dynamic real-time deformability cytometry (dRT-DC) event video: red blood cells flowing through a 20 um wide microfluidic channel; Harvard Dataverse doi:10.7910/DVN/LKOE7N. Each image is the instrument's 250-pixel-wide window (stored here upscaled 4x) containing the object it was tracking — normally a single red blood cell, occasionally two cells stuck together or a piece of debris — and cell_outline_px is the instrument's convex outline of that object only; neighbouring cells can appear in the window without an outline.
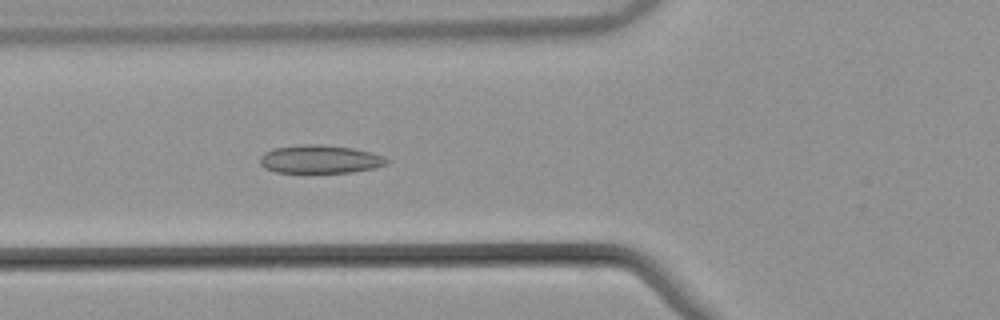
{"species": "common noctule bat (a hibernating species)", "species_latin": "Nyctalus noctula", "temperature_condition": "warm", "stored_images_in_passage": 43, "camera_frame_rate_fps": 3000, "um_per_image_px": 0.085, "animal": {"sex": "male", "body_mass_g": 21.5, "forearm_length_mm": 52.0}, "frame": {"image": 1, "passage_image": 15, "time_ms": 4.667, "image_size_px": [1000, 320], "cell_outline_px": [[392, 160], [388, 164], [376, 168], [352, 172], [276, 172], [264, 168], [260, 164], [260, 156], [264, 152], [276, 148], [296, 144], [320, 144], [352, 148], [372, 152], [384, 156]], "centroid_in_image_um": [27.24, 13.53], "position_along_channel_um": 98.6, "area_um2": 21.1}}
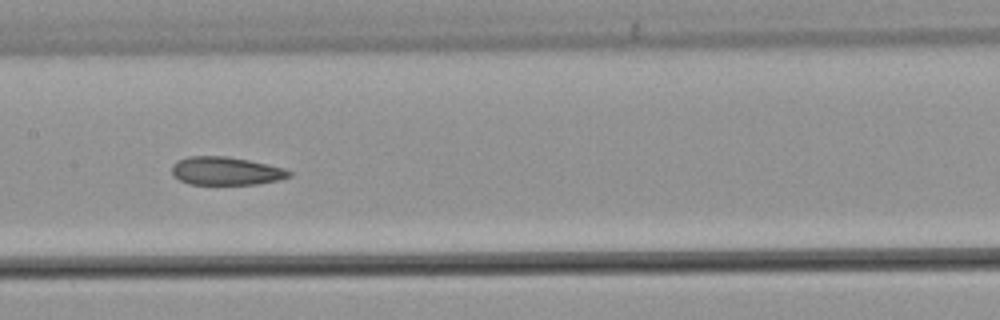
{"frame": {"image": 2, "passage_image": 22, "time_ms": 7.0, "image_size_px": [1000, 320], "cell_outline_px": [[292, 176], [280, 180], [256, 184], [188, 184], [180, 180], [172, 172], [172, 164], [176, 160], [188, 156], [224, 156], [248, 160], [284, 168], [292, 172]], "centroid_in_image_um": [19.21, 14.53], "position_along_channel_um": 188.2, "area_um2": 19.25}}
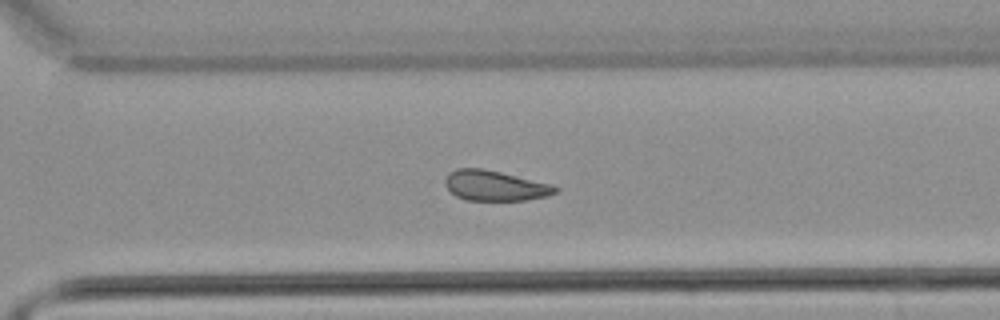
{"frame": {"image": 3, "passage_image": 33, "time_ms": 10.667, "image_size_px": [1000, 320], "cell_outline_px": [[560, 188], [556, 192], [548, 196], [524, 200], [464, 200], [456, 196], [444, 184], [444, 180], [448, 172], [456, 168], [484, 168], [552, 184]], "centroid_in_image_um": [42.06, 15.77], "position_along_channel_um": 328.5, "area_um2": 19.54}, "authors_computed_cell_mechanics": {"area_um2": 20.4612, "velocity_mm_per_s": 3.8312, "shape_relaxation_time_tau1_ms": null, "shape_relaxation_time_tau2_ms": 2.7216, "deformation_change_tau1": null, "deformation_change_tau2": 0.0893}}